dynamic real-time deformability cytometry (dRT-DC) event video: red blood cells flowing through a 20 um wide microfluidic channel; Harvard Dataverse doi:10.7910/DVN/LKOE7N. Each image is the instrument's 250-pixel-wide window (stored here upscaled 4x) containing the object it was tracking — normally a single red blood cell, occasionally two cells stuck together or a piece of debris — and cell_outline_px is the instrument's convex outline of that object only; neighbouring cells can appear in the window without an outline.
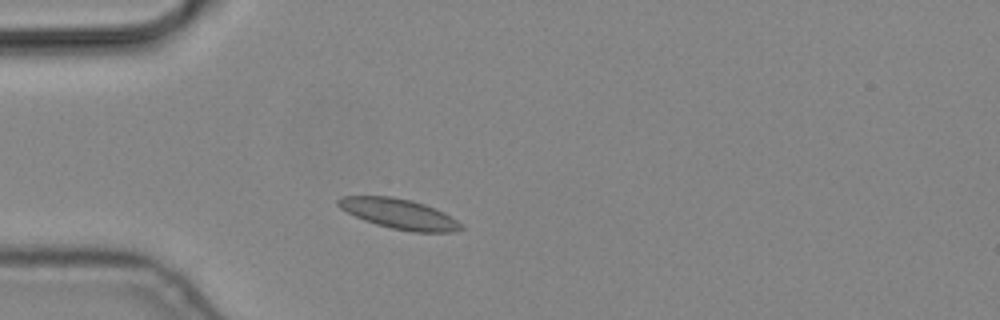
{"species": "common noctule bat (a hibernating species)", "species_latin": "Nyctalus noctula", "temperature_condition": "cold", "stored_images_in_passage": 3, "camera_frame_rate_fps": 3000, "um_per_image_px": 0.085, "animal": {"sex": "male", "body_mass_g": 19.2, "forearm_length_mm": 51.8}, "frame": {"image": 1, "passage_image": 3, "time_ms": 0.667, "image_size_px": [1000, 320], "cell_outline_px": [[464, 228], [456, 232], [412, 232], [392, 228], [376, 224], [364, 220], [340, 208], [336, 204], [336, 200], [340, 196], [392, 196], [412, 200], [424, 204], [444, 212], [456, 220]], "centroid_in_image_um": [33.92, 18.17], "position_along_channel_um": 51.1, "area_um2": 21.5}}